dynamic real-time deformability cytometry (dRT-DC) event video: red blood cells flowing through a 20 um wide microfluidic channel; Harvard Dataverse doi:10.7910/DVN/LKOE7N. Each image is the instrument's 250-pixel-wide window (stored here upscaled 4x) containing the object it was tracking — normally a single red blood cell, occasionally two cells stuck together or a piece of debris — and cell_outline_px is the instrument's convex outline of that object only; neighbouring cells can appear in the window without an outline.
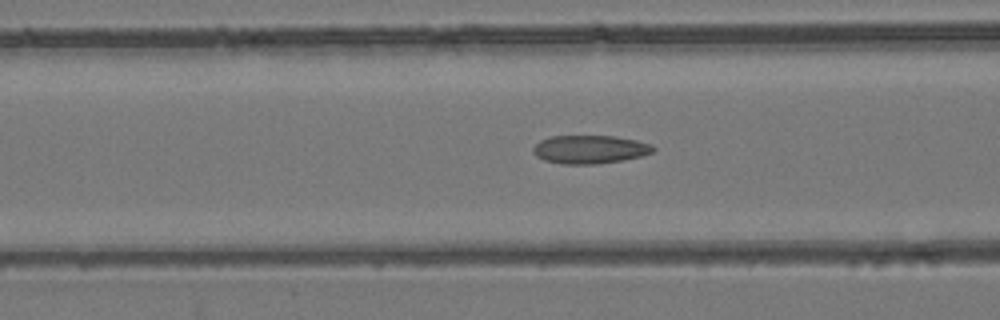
{"species": "common noctule bat (a hibernating species)", "species_latin": "Nyctalus noctula", "temperature_condition": "room temperature", "stored_images_in_passage": 23, "camera_frame_rate_fps": 3000, "um_per_image_px": 0.085, "animal": {"sex": "female", "body_mass_g": 24.6, "forearm_length_mm": 56.2}, "frame": {"image": 1, "passage_image": 9, "time_ms": 2.667, "image_size_px": [1000, 320], "cell_outline_px": [[656, 148], [652, 152], [644, 156], [624, 160], [596, 164], [560, 164], [544, 160], [536, 156], [532, 152], [532, 148], [540, 140], [552, 136], [616, 136], [636, 140], [652, 144]], "centroid_in_image_um": [50.15, 12.7], "position_along_channel_um": 116.4, "area_um2": 20.06}}
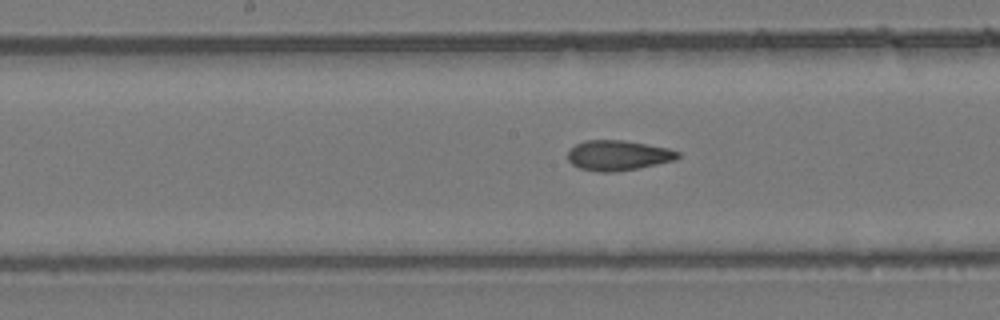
{"frame": {"image": 2, "passage_image": 15, "time_ms": 4.667, "image_size_px": [1000, 320], "cell_outline_px": [[680, 156], [676, 160], [616, 172], [600, 172], [580, 168], [572, 164], [568, 160], [568, 152], [576, 144], [584, 140], [624, 140], [668, 148], [680, 152]], "centroid_in_image_um": [52.54, 13.2], "position_along_channel_um": 195.7, "area_um2": 19.25}}
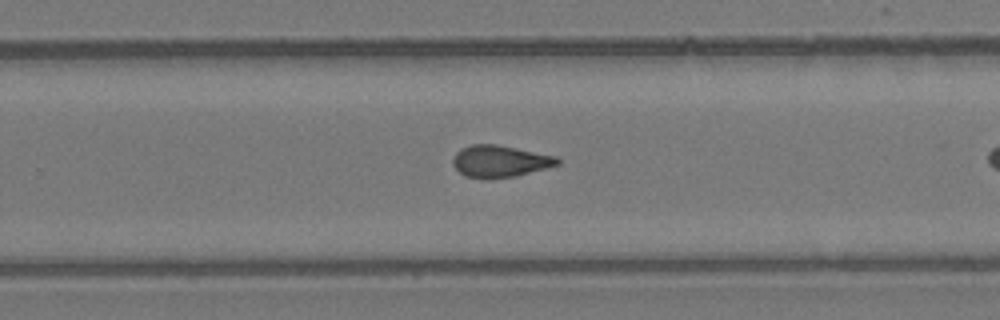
{"frame": {"image": 3, "passage_image": 22, "time_ms": 7.0, "image_size_px": [1000, 320], "cell_outline_px": [[560, 164], [516, 176], [464, 176], [452, 164], [452, 160], [456, 152], [460, 148], [472, 144], [496, 144], [556, 156], [560, 160]], "centroid_in_image_um": [42.49, 13.66], "position_along_channel_um": 287.3, "area_um2": 18.84}}